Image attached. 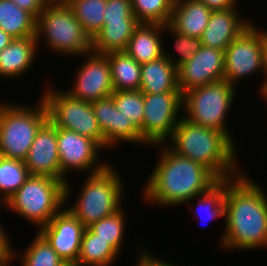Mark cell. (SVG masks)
<instances>
[{
    "mask_svg": "<svg viewBox=\"0 0 267 266\" xmlns=\"http://www.w3.org/2000/svg\"><path fill=\"white\" fill-rule=\"evenodd\" d=\"M244 172L226 180L225 229L219 242L223 250L267 248V195Z\"/></svg>",
    "mask_w": 267,
    "mask_h": 266,
    "instance_id": "1",
    "label": "cell"
},
{
    "mask_svg": "<svg viewBox=\"0 0 267 266\" xmlns=\"http://www.w3.org/2000/svg\"><path fill=\"white\" fill-rule=\"evenodd\" d=\"M153 147L163 149L144 183L143 202L165 209L185 203L188 206L189 200L209 191L220 181L208 168L173 152L165 143Z\"/></svg>",
    "mask_w": 267,
    "mask_h": 266,
    "instance_id": "2",
    "label": "cell"
},
{
    "mask_svg": "<svg viewBox=\"0 0 267 266\" xmlns=\"http://www.w3.org/2000/svg\"><path fill=\"white\" fill-rule=\"evenodd\" d=\"M167 141L169 143L165 144L173 152L208 168L219 180H228L244 172L238 164L236 141L225 132L181 117Z\"/></svg>",
    "mask_w": 267,
    "mask_h": 266,
    "instance_id": "3",
    "label": "cell"
},
{
    "mask_svg": "<svg viewBox=\"0 0 267 266\" xmlns=\"http://www.w3.org/2000/svg\"><path fill=\"white\" fill-rule=\"evenodd\" d=\"M71 187L69 181L30 175L3 206L40 229L70 202Z\"/></svg>",
    "mask_w": 267,
    "mask_h": 266,
    "instance_id": "4",
    "label": "cell"
},
{
    "mask_svg": "<svg viewBox=\"0 0 267 266\" xmlns=\"http://www.w3.org/2000/svg\"><path fill=\"white\" fill-rule=\"evenodd\" d=\"M35 36L39 46L43 39L46 49L67 57L81 59L92 48V39L64 0L49 1L45 5L37 17Z\"/></svg>",
    "mask_w": 267,
    "mask_h": 266,
    "instance_id": "5",
    "label": "cell"
},
{
    "mask_svg": "<svg viewBox=\"0 0 267 266\" xmlns=\"http://www.w3.org/2000/svg\"><path fill=\"white\" fill-rule=\"evenodd\" d=\"M114 166L110 163L97 173L85 175L74 205L67 207L86 228L122 207L123 178Z\"/></svg>",
    "mask_w": 267,
    "mask_h": 266,
    "instance_id": "6",
    "label": "cell"
},
{
    "mask_svg": "<svg viewBox=\"0 0 267 266\" xmlns=\"http://www.w3.org/2000/svg\"><path fill=\"white\" fill-rule=\"evenodd\" d=\"M5 102H0V155L24 161L38 130L48 120L47 108L41 97L34 107Z\"/></svg>",
    "mask_w": 267,
    "mask_h": 266,
    "instance_id": "7",
    "label": "cell"
},
{
    "mask_svg": "<svg viewBox=\"0 0 267 266\" xmlns=\"http://www.w3.org/2000/svg\"><path fill=\"white\" fill-rule=\"evenodd\" d=\"M235 89V86L222 80L182 93V117L194 124L225 132L235 141L226 124L238 91Z\"/></svg>",
    "mask_w": 267,
    "mask_h": 266,
    "instance_id": "8",
    "label": "cell"
},
{
    "mask_svg": "<svg viewBox=\"0 0 267 266\" xmlns=\"http://www.w3.org/2000/svg\"><path fill=\"white\" fill-rule=\"evenodd\" d=\"M46 87L41 99L46 105L48 119L57 128L75 131L96 141L105 149L104 136L91 103L75 99L66 91L58 89L57 86Z\"/></svg>",
    "mask_w": 267,
    "mask_h": 266,
    "instance_id": "9",
    "label": "cell"
},
{
    "mask_svg": "<svg viewBox=\"0 0 267 266\" xmlns=\"http://www.w3.org/2000/svg\"><path fill=\"white\" fill-rule=\"evenodd\" d=\"M256 21L225 49L224 80L233 86L246 77L264 71V28ZM237 84V85H236Z\"/></svg>",
    "mask_w": 267,
    "mask_h": 266,
    "instance_id": "10",
    "label": "cell"
},
{
    "mask_svg": "<svg viewBox=\"0 0 267 266\" xmlns=\"http://www.w3.org/2000/svg\"><path fill=\"white\" fill-rule=\"evenodd\" d=\"M143 101L144 118L139 129L141 138L150 147L167 142L182 117V93H143Z\"/></svg>",
    "mask_w": 267,
    "mask_h": 266,
    "instance_id": "11",
    "label": "cell"
},
{
    "mask_svg": "<svg viewBox=\"0 0 267 266\" xmlns=\"http://www.w3.org/2000/svg\"><path fill=\"white\" fill-rule=\"evenodd\" d=\"M57 149L61 174L65 178L71 171H78L81 175L87 172L88 175L97 173L109 165L108 161L99 159L98 153H101L103 148L96 141L75 131L57 128Z\"/></svg>",
    "mask_w": 267,
    "mask_h": 266,
    "instance_id": "12",
    "label": "cell"
},
{
    "mask_svg": "<svg viewBox=\"0 0 267 266\" xmlns=\"http://www.w3.org/2000/svg\"><path fill=\"white\" fill-rule=\"evenodd\" d=\"M83 56L84 62L74 74L73 86L66 92L75 99L90 103L111 97L114 88L107 55L90 51Z\"/></svg>",
    "mask_w": 267,
    "mask_h": 266,
    "instance_id": "13",
    "label": "cell"
},
{
    "mask_svg": "<svg viewBox=\"0 0 267 266\" xmlns=\"http://www.w3.org/2000/svg\"><path fill=\"white\" fill-rule=\"evenodd\" d=\"M225 51L201 48L178 69V87L181 93L209 83L224 80Z\"/></svg>",
    "mask_w": 267,
    "mask_h": 266,
    "instance_id": "14",
    "label": "cell"
},
{
    "mask_svg": "<svg viewBox=\"0 0 267 266\" xmlns=\"http://www.w3.org/2000/svg\"><path fill=\"white\" fill-rule=\"evenodd\" d=\"M86 227L66 207L38 232L64 261H78L82 236Z\"/></svg>",
    "mask_w": 267,
    "mask_h": 266,
    "instance_id": "15",
    "label": "cell"
},
{
    "mask_svg": "<svg viewBox=\"0 0 267 266\" xmlns=\"http://www.w3.org/2000/svg\"><path fill=\"white\" fill-rule=\"evenodd\" d=\"M32 176H46L68 182L60 170L57 127L48 119L38 130L24 160Z\"/></svg>",
    "mask_w": 267,
    "mask_h": 266,
    "instance_id": "16",
    "label": "cell"
},
{
    "mask_svg": "<svg viewBox=\"0 0 267 266\" xmlns=\"http://www.w3.org/2000/svg\"><path fill=\"white\" fill-rule=\"evenodd\" d=\"M91 105L103 133L106 150L120 146L121 142L147 145L141 138L140 130L118 111L112 97L94 101Z\"/></svg>",
    "mask_w": 267,
    "mask_h": 266,
    "instance_id": "17",
    "label": "cell"
},
{
    "mask_svg": "<svg viewBox=\"0 0 267 266\" xmlns=\"http://www.w3.org/2000/svg\"><path fill=\"white\" fill-rule=\"evenodd\" d=\"M238 7L212 11L200 37L203 46L225 51L228 45L254 22L251 18L241 17L243 14H239Z\"/></svg>",
    "mask_w": 267,
    "mask_h": 266,
    "instance_id": "18",
    "label": "cell"
},
{
    "mask_svg": "<svg viewBox=\"0 0 267 266\" xmlns=\"http://www.w3.org/2000/svg\"><path fill=\"white\" fill-rule=\"evenodd\" d=\"M39 48L36 36L13 39L0 51V78L15 80L30 72Z\"/></svg>",
    "mask_w": 267,
    "mask_h": 266,
    "instance_id": "19",
    "label": "cell"
},
{
    "mask_svg": "<svg viewBox=\"0 0 267 266\" xmlns=\"http://www.w3.org/2000/svg\"><path fill=\"white\" fill-rule=\"evenodd\" d=\"M166 25L140 23L129 39L125 52L140 65L164 55V37ZM165 34V35H164Z\"/></svg>",
    "mask_w": 267,
    "mask_h": 266,
    "instance_id": "20",
    "label": "cell"
},
{
    "mask_svg": "<svg viewBox=\"0 0 267 266\" xmlns=\"http://www.w3.org/2000/svg\"><path fill=\"white\" fill-rule=\"evenodd\" d=\"M212 10L198 0H174L169 25L181 34L200 38Z\"/></svg>",
    "mask_w": 267,
    "mask_h": 266,
    "instance_id": "21",
    "label": "cell"
},
{
    "mask_svg": "<svg viewBox=\"0 0 267 266\" xmlns=\"http://www.w3.org/2000/svg\"><path fill=\"white\" fill-rule=\"evenodd\" d=\"M140 91L146 94L180 91L177 67L165 55L141 64Z\"/></svg>",
    "mask_w": 267,
    "mask_h": 266,
    "instance_id": "22",
    "label": "cell"
},
{
    "mask_svg": "<svg viewBox=\"0 0 267 266\" xmlns=\"http://www.w3.org/2000/svg\"><path fill=\"white\" fill-rule=\"evenodd\" d=\"M138 20L103 22V27L92 39L91 51L98 54L125 52Z\"/></svg>",
    "mask_w": 267,
    "mask_h": 266,
    "instance_id": "23",
    "label": "cell"
},
{
    "mask_svg": "<svg viewBox=\"0 0 267 266\" xmlns=\"http://www.w3.org/2000/svg\"><path fill=\"white\" fill-rule=\"evenodd\" d=\"M37 18L11 0H0V28L14 39L36 35Z\"/></svg>",
    "mask_w": 267,
    "mask_h": 266,
    "instance_id": "24",
    "label": "cell"
},
{
    "mask_svg": "<svg viewBox=\"0 0 267 266\" xmlns=\"http://www.w3.org/2000/svg\"><path fill=\"white\" fill-rule=\"evenodd\" d=\"M106 55L110 63L114 91L140 90L141 65L126 52Z\"/></svg>",
    "mask_w": 267,
    "mask_h": 266,
    "instance_id": "25",
    "label": "cell"
},
{
    "mask_svg": "<svg viewBox=\"0 0 267 266\" xmlns=\"http://www.w3.org/2000/svg\"><path fill=\"white\" fill-rule=\"evenodd\" d=\"M118 257L119 253L108 241L98 238L88 228L84 230L78 258L82 266H112Z\"/></svg>",
    "mask_w": 267,
    "mask_h": 266,
    "instance_id": "26",
    "label": "cell"
},
{
    "mask_svg": "<svg viewBox=\"0 0 267 266\" xmlns=\"http://www.w3.org/2000/svg\"><path fill=\"white\" fill-rule=\"evenodd\" d=\"M91 39L103 27L107 0H64Z\"/></svg>",
    "mask_w": 267,
    "mask_h": 266,
    "instance_id": "27",
    "label": "cell"
},
{
    "mask_svg": "<svg viewBox=\"0 0 267 266\" xmlns=\"http://www.w3.org/2000/svg\"><path fill=\"white\" fill-rule=\"evenodd\" d=\"M29 176L30 173L24 161L0 158V205L3 208V204L25 183Z\"/></svg>",
    "mask_w": 267,
    "mask_h": 266,
    "instance_id": "28",
    "label": "cell"
},
{
    "mask_svg": "<svg viewBox=\"0 0 267 266\" xmlns=\"http://www.w3.org/2000/svg\"><path fill=\"white\" fill-rule=\"evenodd\" d=\"M225 192H226V180H220L209 191L200 194L194 199L189 200V202L190 201L192 202V200L196 201L198 199L197 201L198 204L196 206L194 205L190 207V209L191 208L193 209V207H195L194 209L195 211H193L192 209L190 210L192 211L193 214H195L193 215L196 217L195 220L198 218L199 220H202L201 222L206 220L209 222V220L210 221L214 219L217 220L218 218L221 217L222 219H224L223 217L225 209Z\"/></svg>",
    "mask_w": 267,
    "mask_h": 266,
    "instance_id": "29",
    "label": "cell"
},
{
    "mask_svg": "<svg viewBox=\"0 0 267 266\" xmlns=\"http://www.w3.org/2000/svg\"><path fill=\"white\" fill-rule=\"evenodd\" d=\"M32 239L23 253L21 250L20 252L14 251L15 259H18V257L21 259V266H61L64 263L38 231H36V236Z\"/></svg>",
    "mask_w": 267,
    "mask_h": 266,
    "instance_id": "30",
    "label": "cell"
},
{
    "mask_svg": "<svg viewBox=\"0 0 267 266\" xmlns=\"http://www.w3.org/2000/svg\"><path fill=\"white\" fill-rule=\"evenodd\" d=\"M126 212L122 207L115 213L106 216L88 226L87 228L94 234L98 235V238L108 241V243L120 254H122V246L125 237V225Z\"/></svg>",
    "mask_w": 267,
    "mask_h": 266,
    "instance_id": "31",
    "label": "cell"
},
{
    "mask_svg": "<svg viewBox=\"0 0 267 266\" xmlns=\"http://www.w3.org/2000/svg\"><path fill=\"white\" fill-rule=\"evenodd\" d=\"M140 23L169 24L174 0H130Z\"/></svg>",
    "mask_w": 267,
    "mask_h": 266,
    "instance_id": "32",
    "label": "cell"
},
{
    "mask_svg": "<svg viewBox=\"0 0 267 266\" xmlns=\"http://www.w3.org/2000/svg\"><path fill=\"white\" fill-rule=\"evenodd\" d=\"M111 97L118 111L140 129L144 118L143 92L140 90L114 91Z\"/></svg>",
    "mask_w": 267,
    "mask_h": 266,
    "instance_id": "33",
    "label": "cell"
},
{
    "mask_svg": "<svg viewBox=\"0 0 267 266\" xmlns=\"http://www.w3.org/2000/svg\"><path fill=\"white\" fill-rule=\"evenodd\" d=\"M166 31L171 33L172 37L174 36L175 43L174 48L175 51L178 53L179 57L176 59L175 54H169L168 49L165 47L164 41V55L168 58L176 67L177 69L183 64L188 62L193 55L201 48L202 42L200 38L189 37L187 35L181 34L175 29H173L169 24H166Z\"/></svg>",
    "mask_w": 267,
    "mask_h": 266,
    "instance_id": "34",
    "label": "cell"
},
{
    "mask_svg": "<svg viewBox=\"0 0 267 266\" xmlns=\"http://www.w3.org/2000/svg\"><path fill=\"white\" fill-rule=\"evenodd\" d=\"M103 22L137 20L130 0H107Z\"/></svg>",
    "mask_w": 267,
    "mask_h": 266,
    "instance_id": "35",
    "label": "cell"
},
{
    "mask_svg": "<svg viewBox=\"0 0 267 266\" xmlns=\"http://www.w3.org/2000/svg\"><path fill=\"white\" fill-rule=\"evenodd\" d=\"M143 249L142 251L140 250V253L138 254V260L136 261L137 263L134 264L135 266H175L172 262H169V260L167 262L164 259H160V257L158 259L153 253L151 254V252H149L150 250L147 251L144 247Z\"/></svg>",
    "mask_w": 267,
    "mask_h": 266,
    "instance_id": "36",
    "label": "cell"
},
{
    "mask_svg": "<svg viewBox=\"0 0 267 266\" xmlns=\"http://www.w3.org/2000/svg\"><path fill=\"white\" fill-rule=\"evenodd\" d=\"M21 9L32 13L36 18L50 0H11Z\"/></svg>",
    "mask_w": 267,
    "mask_h": 266,
    "instance_id": "37",
    "label": "cell"
},
{
    "mask_svg": "<svg viewBox=\"0 0 267 266\" xmlns=\"http://www.w3.org/2000/svg\"><path fill=\"white\" fill-rule=\"evenodd\" d=\"M2 222L0 221V258H8L14 256L13 245L10 241L11 238L7 231H5V226H2ZM11 242V243H10Z\"/></svg>",
    "mask_w": 267,
    "mask_h": 266,
    "instance_id": "38",
    "label": "cell"
},
{
    "mask_svg": "<svg viewBox=\"0 0 267 266\" xmlns=\"http://www.w3.org/2000/svg\"><path fill=\"white\" fill-rule=\"evenodd\" d=\"M206 5L210 10H223L238 6L240 0H198Z\"/></svg>",
    "mask_w": 267,
    "mask_h": 266,
    "instance_id": "39",
    "label": "cell"
},
{
    "mask_svg": "<svg viewBox=\"0 0 267 266\" xmlns=\"http://www.w3.org/2000/svg\"><path fill=\"white\" fill-rule=\"evenodd\" d=\"M263 82L260 86L259 92L262 90V87L267 83V30L264 29V71H263Z\"/></svg>",
    "mask_w": 267,
    "mask_h": 266,
    "instance_id": "40",
    "label": "cell"
},
{
    "mask_svg": "<svg viewBox=\"0 0 267 266\" xmlns=\"http://www.w3.org/2000/svg\"><path fill=\"white\" fill-rule=\"evenodd\" d=\"M13 39V37H11L8 33L0 28V51L8 46L13 41Z\"/></svg>",
    "mask_w": 267,
    "mask_h": 266,
    "instance_id": "41",
    "label": "cell"
},
{
    "mask_svg": "<svg viewBox=\"0 0 267 266\" xmlns=\"http://www.w3.org/2000/svg\"><path fill=\"white\" fill-rule=\"evenodd\" d=\"M13 259L16 260L14 256L8 258H0V266H10V263L14 261Z\"/></svg>",
    "mask_w": 267,
    "mask_h": 266,
    "instance_id": "42",
    "label": "cell"
},
{
    "mask_svg": "<svg viewBox=\"0 0 267 266\" xmlns=\"http://www.w3.org/2000/svg\"><path fill=\"white\" fill-rule=\"evenodd\" d=\"M260 96L262 99H264V102H267V83L262 87V90L260 91Z\"/></svg>",
    "mask_w": 267,
    "mask_h": 266,
    "instance_id": "43",
    "label": "cell"
},
{
    "mask_svg": "<svg viewBox=\"0 0 267 266\" xmlns=\"http://www.w3.org/2000/svg\"><path fill=\"white\" fill-rule=\"evenodd\" d=\"M61 266H82L78 261H66Z\"/></svg>",
    "mask_w": 267,
    "mask_h": 266,
    "instance_id": "44",
    "label": "cell"
}]
</instances>
